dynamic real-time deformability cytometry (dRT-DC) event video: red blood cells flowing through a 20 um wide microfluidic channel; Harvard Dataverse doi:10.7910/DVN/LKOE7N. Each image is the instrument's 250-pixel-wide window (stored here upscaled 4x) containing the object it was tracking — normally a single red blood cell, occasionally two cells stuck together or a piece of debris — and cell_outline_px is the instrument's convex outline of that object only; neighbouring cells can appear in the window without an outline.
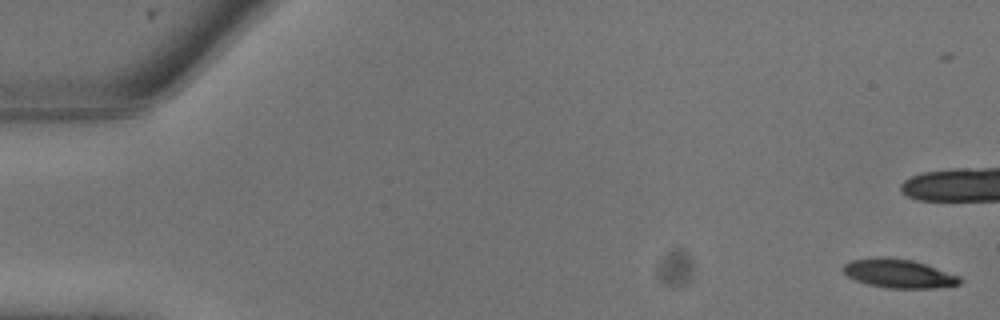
{"species": "common noctule bat (a hibernating species)", "species_latin": "Nyctalus noctula", "temperature_condition": "warm", "stored_images_in_passage": 9, "camera_frame_rate_fps": 3000, "um_per_image_px": 0.085, "animal": {"sex": "male", "body_mass_g": 13.3}, "frame": {"image": 1, "passage_image": 1, "time_ms": 0.0, "image_size_px": [1000, 320], "cell_outline_px": [[964, 280], [960, 284], [936, 288], [888, 288], [868, 284], [856, 280], [848, 276], [840, 268], [844, 264], [852, 260], [876, 256], [880, 256], [912, 260], [960, 276]], "centroid_in_image_um": [76.38, 23.24], "position_along_channel_um": 8.6, "area_um2": 19.59}}